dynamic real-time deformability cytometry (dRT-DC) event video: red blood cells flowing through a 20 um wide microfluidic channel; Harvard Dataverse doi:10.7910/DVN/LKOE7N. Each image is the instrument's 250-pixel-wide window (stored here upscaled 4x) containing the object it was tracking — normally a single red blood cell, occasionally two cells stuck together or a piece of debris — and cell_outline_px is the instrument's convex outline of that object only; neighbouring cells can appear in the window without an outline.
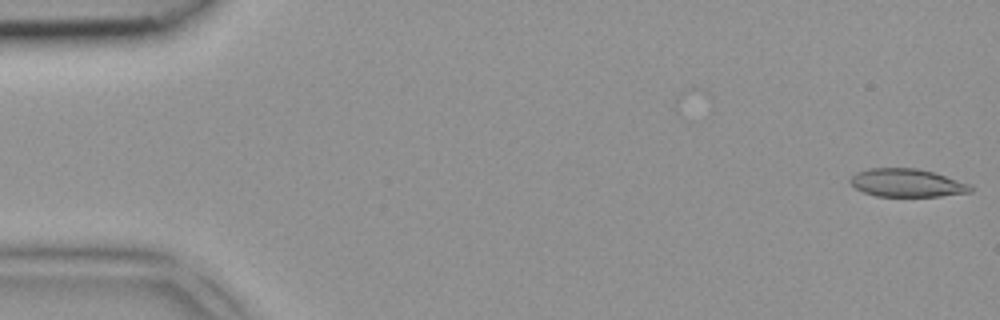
{"species": "common noctule bat (a hibernating species)", "species_latin": "Nyctalus noctula", "temperature_condition": "room temperature", "stored_images_in_passage": 4, "camera_frame_rate_fps": 3000, "um_per_image_px": 0.085, "animal": {"sex": "female", "body_mass_g": 18.4}, "frame": {"image": 1, "passage_image": 1, "time_ms": 0.0, "image_size_px": [1000, 320], "cell_outline_px": [[972, 192], [940, 196], [876, 196], [864, 192], [856, 188], [848, 180], [856, 172], [868, 168], [916, 168], [932, 172], [972, 184]], "centroid_in_image_um": [77.09, 15.54], "position_along_channel_um": 7.9, "area_um2": 19.65}}